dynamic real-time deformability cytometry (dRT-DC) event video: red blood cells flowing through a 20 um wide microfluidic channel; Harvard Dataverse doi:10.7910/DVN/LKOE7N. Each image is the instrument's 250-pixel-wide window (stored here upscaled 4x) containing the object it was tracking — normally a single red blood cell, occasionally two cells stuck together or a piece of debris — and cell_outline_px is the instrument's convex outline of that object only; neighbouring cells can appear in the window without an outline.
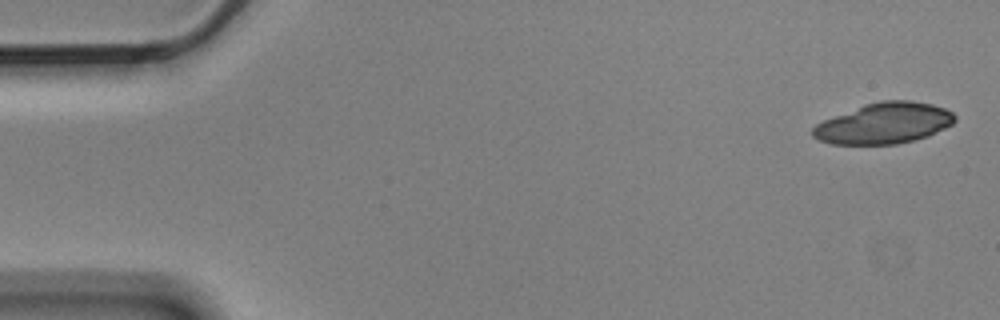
{"species": "Egyptian fruit bat (a non-hibernating species)", "species_latin": "Rousettus aegyptiacus", "temperature_condition": "cold", "stored_images_in_passage": 6, "camera_frame_rate_fps": 3000, "um_per_image_px": 0.085, "animal": {"sex": "male"}, "frame": {"image": 1, "passage_image": 1, "time_ms": 0.0, "image_size_px": [1000, 320], "cell_outline_px": [[956, 120], [952, 124], [928, 136], [896, 144], [832, 144], [820, 140], [812, 136], [812, 128], [816, 124], [824, 120], [864, 104], [880, 100], [912, 100], [932, 104], [944, 108], [952, 112], [956, 116]], "centroid_in_image_um": [75.15, 10.47], "position_along_channel_um": 9.8, "area_um2": 33.76}}